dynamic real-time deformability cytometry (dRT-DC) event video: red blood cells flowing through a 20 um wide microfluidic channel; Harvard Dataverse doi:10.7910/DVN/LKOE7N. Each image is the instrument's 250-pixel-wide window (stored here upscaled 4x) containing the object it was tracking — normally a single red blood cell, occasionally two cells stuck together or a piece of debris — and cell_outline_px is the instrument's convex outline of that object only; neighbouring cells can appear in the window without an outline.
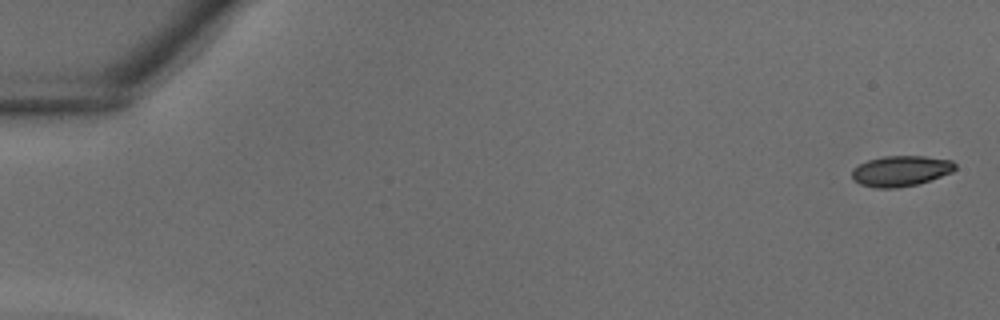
{"species": "common noctule bat (a hibernating species)", "species_latin": "Nyctalus noctula", "temperature_condition": "warm", "stored_images_in_passage": 38, "camera_frame_rate_fps": 3000, "um_per_image_px": 0.085, "animal": {"sex": "male", "body_mass_g": 18.8}, "frame": {"image": 1, "passage_image": 1, "time_ms": 0.0, "image_size_px": [1000, 320], "cell_outline_px": [[956, 168], [952, 172], [916, 184], [896, 188], [876, 188], [860, 184], [852, 180], [852, 168], [868, 160], [884, 156], [924, 156], [952, 160], [956, 164]], "centroid_in_image_um": [76.54, 14.53], "position_along_channel_um": 8.5, "area_um2": 18.32}}
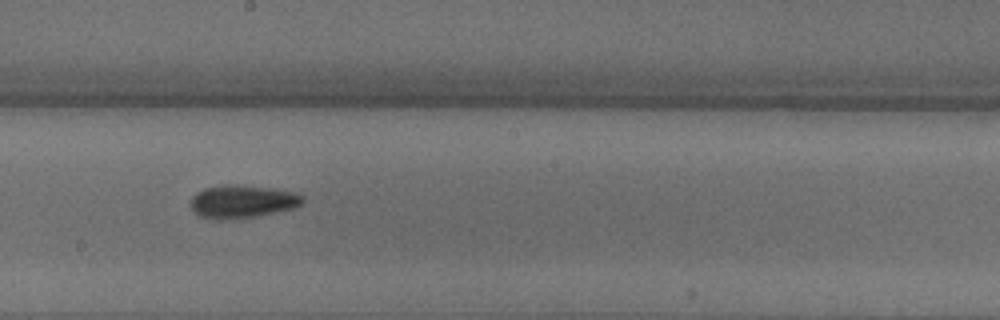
{"frame": {"image": 2, "passage_image": 22, "time_ms": 7.0, "image_size_px": [1000, 320], "cell_outline_px": [[304, 200], [300, 204], [292, 208], [256, 216], [220, 220], [216, 220], [200, 216], [192, 208], [192, 196], [196, 192], [204, 188], [220, 184], [232, 184], [268, 188], [296, 192], [304, 196]], "centroid_in_image_um": [20.57, 17.11], "position_along_channel_um": 227.6, "area_um2": 21.33}}
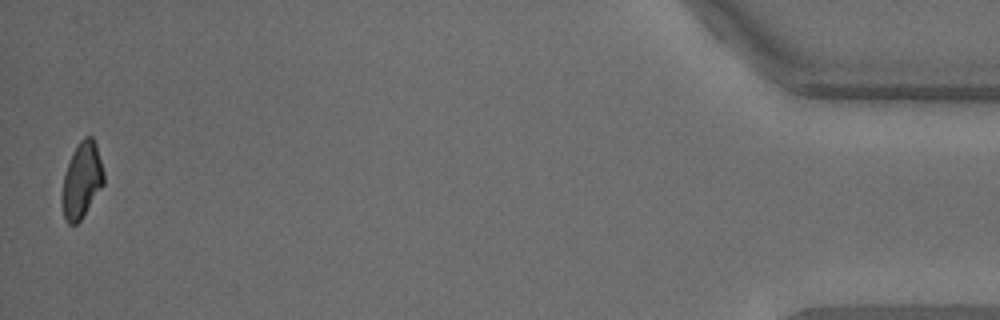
{"frame": {"image": 3, "passage_image": 38, "time_ms": 12.333, "image_size_px": [1000, 320], "cell_outline_px": [[104, 184], [80, 220], [76, 224], [68, 224], [64, 216], [60, 196], [64, 172], [72, 152], [80, 140], [84, 136], [92, 136], [96, 144], [104, 172]], "centroid_in_image_um": [6.93, 15.3], "position_along_channel_um": 428.3, "area_um2": 18.55}}